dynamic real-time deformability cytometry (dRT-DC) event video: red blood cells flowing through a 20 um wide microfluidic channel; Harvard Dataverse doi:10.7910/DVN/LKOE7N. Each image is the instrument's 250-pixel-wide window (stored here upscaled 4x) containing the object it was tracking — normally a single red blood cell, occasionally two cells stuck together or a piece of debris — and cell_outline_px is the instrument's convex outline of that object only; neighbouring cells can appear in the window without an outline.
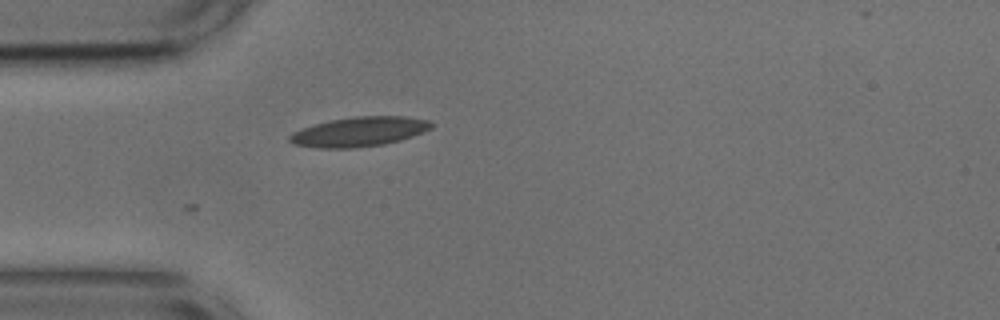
{"species": "common noctule bat (a hibernating species)", "species_latin": "Nyctalus noctula", "temperature_condition": "cold", "stored_images_in_passage": 3, "camera_frame_rate_fps": 3000, "um_per_image_px": 0.085, "animal": {"sex": "male", "body_mass_g": 17.9, "forearm_length_mm": 54.2}, "frame": {"image": 1, "passage_image": 1, "time_ms": 0.0, "image_size_px": [1000, 320], "cell_outline_px": [[432, 128], [412, 136], [400, 140], [384, 144], [352, 148], [320, 148], [292, 144], [288, 140], [288, 136], [292, 132], [328, 120], [356, 116], [404, 116], [428, 120], [432, 124]], "centroid_in_image_um": [30.51, 11.19], "position_along_channel_um": 54.5, "area_um2": 24.33}}